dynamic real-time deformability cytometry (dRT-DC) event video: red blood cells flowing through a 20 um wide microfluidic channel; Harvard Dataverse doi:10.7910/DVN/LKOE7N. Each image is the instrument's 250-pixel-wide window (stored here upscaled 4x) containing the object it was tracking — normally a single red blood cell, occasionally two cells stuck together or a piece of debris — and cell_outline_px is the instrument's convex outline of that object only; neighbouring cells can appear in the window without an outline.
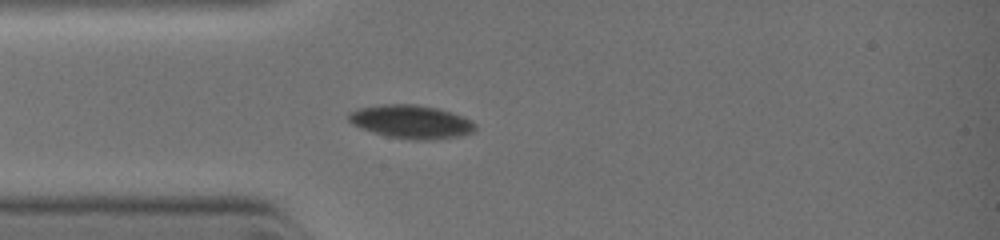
{"species": "common noctule bat (a hibernating species)", "species_latin": "Nyctalus noctula", "temperature_condition": "warm", "stored_images_in_passage": 22, "camera_frame_rate_fps": 3000, "um_per_image_px": 0.085, "animal": {"sex": "female", "body_mass_g": 19.0, "forearm_length_mm": 51.5}, "frame": {"image": 1, "passage_image": 4, "time_ms": 1.333, "image_size_px": [1000, 240], "cell_outline_px": [[476, 128], [472, 132], [456, 136], [428, 140], [412, 140], [388, 136], [360, 128], [352, 124], [348, 120], [348, 112], [356, 108], [380, 104], [416, 104], [436, 108], [464, 116], [472, 120], [476, 124]], "centroid_in_image_um": [34.91, 10.33], "position_along_channel_um": 50.1, "area_um2": 24.68}}
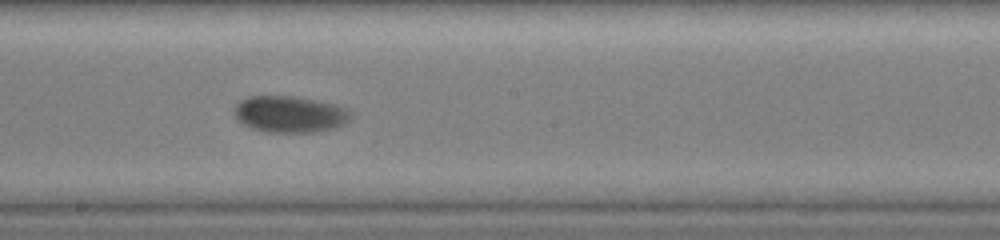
{"frame": {"image": 2, "passage_image": 12, "time_ms": 4.667, "image_size_px": [1000, 240], "cell_outline_px": [[352, 116], [344, 124], [336, 128], [316, 132], [268, 132], [252, 128], [244, 124], [236, 116], [236, 104], [240, 100], [248, 96], [296, 96], [336, 104], [348, 108], [352, 112]], "centroid_in_image_um": [24.7, 9.7], "position_along_channel_um": 223.5, "area_um2": 24.85}}
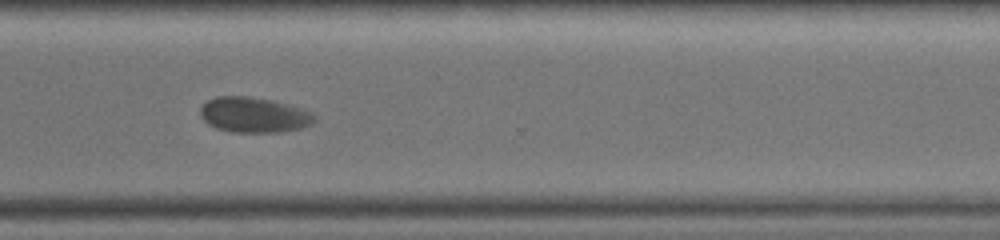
{"frame": {"image": 3, "passage_image": 17, "time_ms": 7.0, "image_size_px": [1000, 240], "cell_outline_px": [[316, 120], [312, 124], [300, 128], [280, 132], [232, 132], [216, 128], [208, 124], [204, 120], [200, 112], [200, 108], [208, 100], [216, 96], [252, 96], [272, 100], [304, 108], [316, 116]], "centroid_in_image_um": [21.6, 9.76], "position_along_channel_um": 349.0, "area_um2": 23.64}}